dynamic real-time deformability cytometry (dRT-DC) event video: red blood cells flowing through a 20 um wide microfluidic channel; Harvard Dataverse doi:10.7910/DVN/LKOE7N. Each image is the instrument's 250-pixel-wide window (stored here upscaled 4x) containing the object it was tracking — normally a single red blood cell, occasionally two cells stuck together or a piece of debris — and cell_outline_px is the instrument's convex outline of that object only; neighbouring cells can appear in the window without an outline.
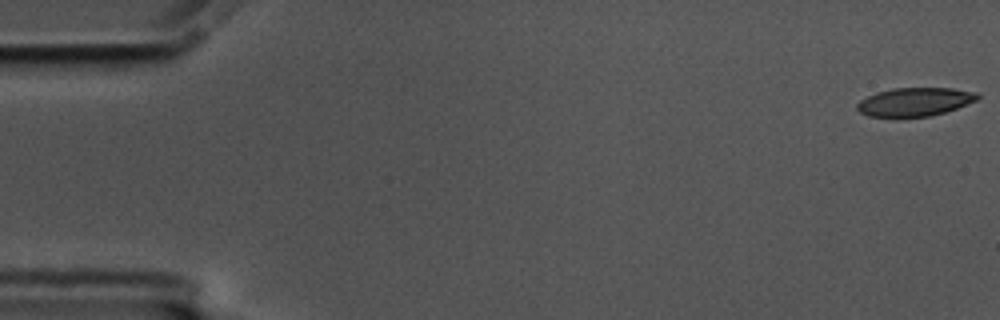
{"species": "common noctule bat (a hibernating species)", "species_latin": "Nyctalus noctula", "temperature_condition": "cold", "stored_images_in_passage": 25, "camera_frame_rate_fps": 3000, "um_per_image_px": 0.085, "animal": {"sex": "male", "body_mass_g": 17.5, "forearm_length_mm": 52.3}, "frame": {"image": 1, "passage_image": 1, "time_ms": 0.0, "image_size_px": [1000, 320], "cell_outline_px": [[980, 96], [976, 100], [956, 108], [932, 116], [868, 116], [860, 112], [856, 108], [856, 104], [860, 100], [876, 92], [892, 88], [952, 88], [976, 92]], "centroid_in_image_um": [77.74, 8.64], "position_along_channel_um": 7.3, "area_um2": 19.77}}
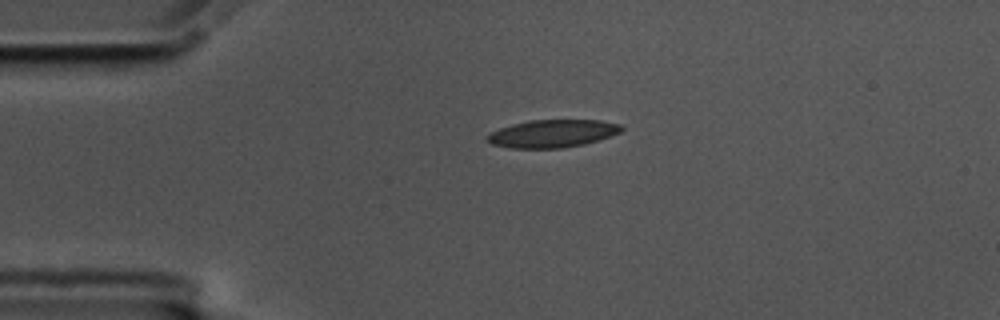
{"frame": {"image": 2, "passage_image": 13, "time_ms": 4.0, "image_size_px": [1000, 320], "cell_outline_px": [[624, 128], [620, 132], [600, 140], [584, 144], [564, 148], [508, 148], [492, 144], [484, 140], [484, 136], [500, 128], [512, 124], [528, 120], [600, 120], [620, 124]], "centroid_in_image_um": [46.93, 11.35], "position_along_channel_um": 38.1, "area_um2": 21.91}}